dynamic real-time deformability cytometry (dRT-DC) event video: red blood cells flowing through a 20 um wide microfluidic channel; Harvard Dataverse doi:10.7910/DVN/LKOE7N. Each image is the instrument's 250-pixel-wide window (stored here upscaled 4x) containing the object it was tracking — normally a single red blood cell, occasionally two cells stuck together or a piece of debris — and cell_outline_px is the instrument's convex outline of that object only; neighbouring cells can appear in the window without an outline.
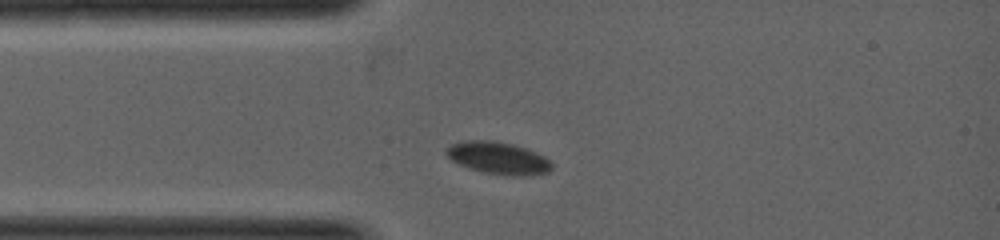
{"species": "common noctule bat (a hibernating species)", "species_latin": "Nyctalus noctula", "temperature_condition": "warm", "stored_images_in_passage": 3, "camera_frame_rate_fps": 5000, "um_per_image_px": 0.085, "animal": {"sex": "female", "body_mass_g": 19.0, "forearm_length_mm": 53.3}, "frame": {"image": 1, "passage_image": 1, "time_ms": 0.0, "image_size_px": [1000, 240], "cell_outline_px": [[552, 168], [548, 172], [528, 176], [512, 176], [484, 172], [468, 168], [452, 160], [444, 152], [452, 144], [468, 140], [492, 140], [512, 144], [524, 148], [544, 156], [552, 164]], "centroid_in_image_um": [42.35, 13.44], "position_along_channel_um": 42.6, "area_um2": 19.59}}
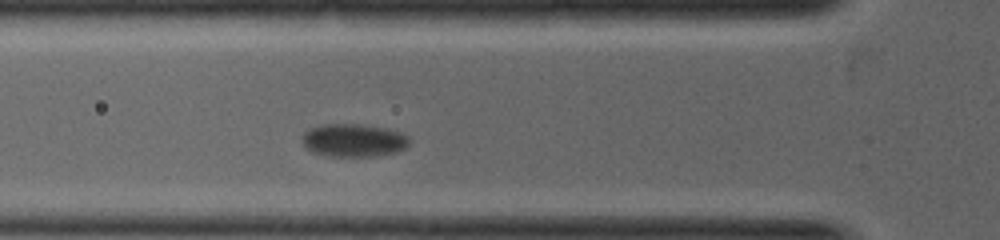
{"frame": {"image": 2, "passage_image": 3, "time_ms": 0.8, "image_size_px": [1000, 240], "cell_outline_px": [[408, 144], [404, 148], [396, 152], [376, 156], [328, 156], [312, 152], [304, 148], [304, 132], [308, 128], [320, 124], [356, 124], [384, 128], [400, 132], [408, 136]], "centroid_in_image_um": [30.02, 11.93], "position_along_channel_um": 95.8, "area_um2": 20.52}}